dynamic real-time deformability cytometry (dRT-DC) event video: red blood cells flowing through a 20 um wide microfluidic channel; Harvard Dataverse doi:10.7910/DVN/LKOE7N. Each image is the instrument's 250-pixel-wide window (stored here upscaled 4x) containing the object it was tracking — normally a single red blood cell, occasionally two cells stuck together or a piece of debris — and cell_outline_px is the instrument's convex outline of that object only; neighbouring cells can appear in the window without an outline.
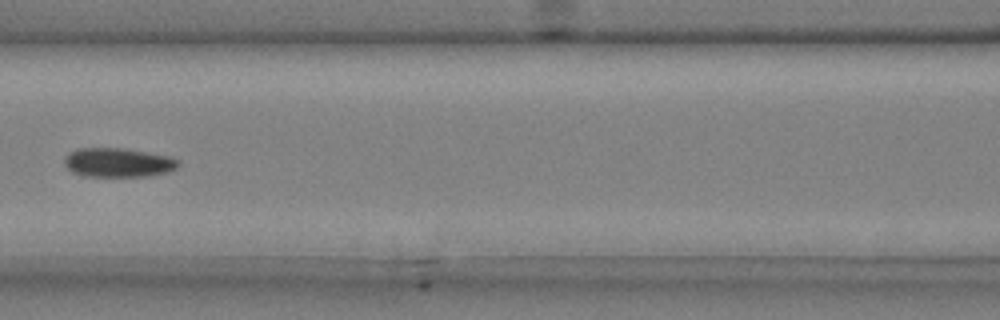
{"species": "common noctule bat (a hibernating species)", "species_latin": "Nyctalus noctula", "temperature_condition": "cold", "stored_images_in_passage": 6, "camera_frame_rate_fps": 3000, "um_per_image_px": 0.085, "animal": {"sex": "male", "body_mass_g": 20.4}, "frame": {"image": 1, "passage_image": 6, "time_ms": 1.667, "image_size_px": [1000, 320], "cell_outline_px": [[180, 164], [176, 168], [168, 172], [152, 176], [84, 176], [72, 172], [64, 164], [64, 160], [72, 152], [80, 148], [120, 148], [172, 156], [180, 160]], "centroid_in_image_um": [10.11, 13.82], "position_along_channel_um": 156.5, "area_um2": 19.31}}